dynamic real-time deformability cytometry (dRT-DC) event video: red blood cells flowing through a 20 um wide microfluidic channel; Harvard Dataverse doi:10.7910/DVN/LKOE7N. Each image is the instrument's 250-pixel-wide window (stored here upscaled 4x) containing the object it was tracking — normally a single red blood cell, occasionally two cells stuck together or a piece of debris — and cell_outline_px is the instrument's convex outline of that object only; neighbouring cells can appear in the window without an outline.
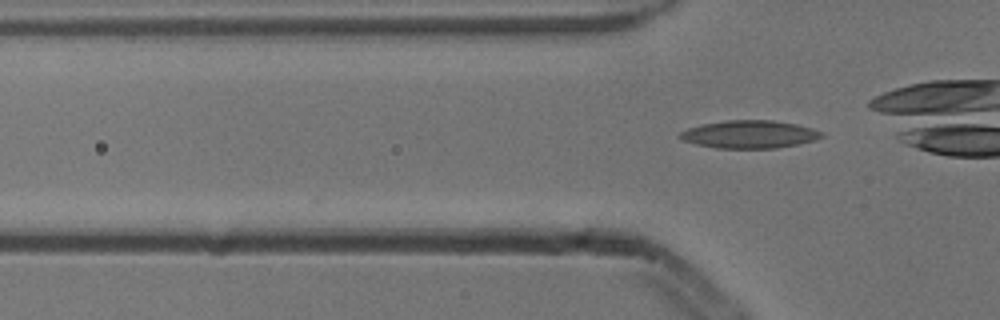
{"species": "common noctule bat (a hibernating species)", "species_latin": "Nyctalus noctula", "temperature_condition": "cold", "stored_images_in_passage": 4, "camera_frame_rate_fps": 3000, "um_per_image_px": 0.085, "animal": {"sex": "male", "body_mass_g": 13.3}, "frame": {"image": 1, "passage_image": 4, "time_ms": 1.0, "image_size_px": [1000, 320], "cell_outline_px": [[824, 136], [816, 140], [776, 148], [716, 148], [696, 144], [684, 140], [676, 136], [680, 132], [688, 128], [704, 124], [724, 120], [772, 120], [796, 124], [812, 128], [824, 132]], "centroid_in_image_um": [63.72, 11.41], "position_along_channel_um": 62.1, "area_um2": 22.95}}